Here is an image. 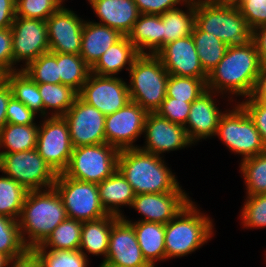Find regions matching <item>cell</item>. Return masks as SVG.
<instances>
[{
  "label": "cell",
  "mask_w": 266,
  "mask_h": 267,
  "mask_svg": "<svg viewBox=\"0 0 266 267\" xmlns=\"http://www.w3.org/2000/svg\"><path fill=\"white\" fill-rule=\"evenodd\" d=\"M67 218L62 198L54 187L28 191L18 219L24 244L29 249L40 245Z\"/></svg>",
  "instance_id": "cell-3"
},
{
  "label": "cell",
  "mask_w": 266,
  "mask_h": 267,
  "mask_svg": "<svg viewBox=\"0 0 266 267\" xmlns=\"http://www.w3.org/2000/svg\"><path fill=\"white\" fill-rule=\"evenodd\" d=\"M195 24L213 34L228 47H244L253 42V29L238 7L212 2L195 3Z\"/></svg>",
  "instance_id": "cell-5"
},
{
  "label": "cell",
  "mask_w": 266,
  "mask_h": 267,
  "mask_svg": "<svg viewBox=\"0 0 266 267\" xmlns=\"http://www.w3.org/2000/svg\"><path fill=\"white\" fill-rule=\"evenodd\" d=\"M11 31L13 72L22 70L40 55L50 52L47 25L44 20L16 16ZM21 61L24 63L23 67L16 68L15 65Z\"/></svg>",
  "instance_id": "cell-12"
},
{
  "label": "cell",
  "mask_w": 266,
  "mask_h": 267,
  "mask_svg": "<svg viewBox=\"0 0 266 267\" xmlns=\"http://www.w3.org/2000/svg\"><path fill=\"white\" fill-rule=\"evenodd\" d=\"M207 78L169 75L166 97L192 103L207 90Z\"/></svg>",
  "instance_id": "cell-38"
},
{
  "label": "cell",
  "mask_w": 266,
  "mask_h": 267,
  "mask_svg": "<svg viewBox=\"0 0 266 267\" xmlns=\"http://www.w3.org/2000/svg\"><path fill=\"white\" fill-rule=\"evenodd\" d=\"M10 257L0 253V267H7Z\"/></svg>",
  "instance_id": "cell-56"
},
{
  "label": "cell",
  "mask_w": 266,
  "mask_h": 267,
  "mask_svg": "<svg viewBox=\"0 0 266 267\" xmlns=\"http://www.w3.org/2000/svg\"><path fill=\"white\" fill-rule=\"evenodd\" d=\"M186 11L179 7L161 14L162 47L169 42L188 37L195 25V4L185 2Z\"/></svg>",
  "instance_id": "cell-29"
},
{
  "label": "cell",
  "mask_w": 266,
  "mask_h": 267,
  "mask_svg": "<svg viewBox=\"0 0 266 267\" xmlns=\"http://www.w3.org/2000/svg\"><path fill=\"white\" fill-rule=\"evenodd\" d=\"M5 81V73L0 70V84L3 83Z\"/></svg>",
  "instance_id": "cell-59"
},
{
  "label": "cell",
  "mask_w": 266,
  "mask_h": 267,
  "mask_svg": "<svg viewBox=\"0 0 266 267\" xmlns=\"http://www.w3.org/2000/svg\"><path fill=\"white\" fill-rule=\"evenodd\" d=\"M54 188L61 196L70 219L94 221L109 215L100 202L96 183L71 179L64 173H59Z\"/></svg>",
  "instance_id": "cell-10"
},
{
  "label": "cell",
  "mask_w": 266,
  "mask_h": 267,
  "mask_svg": "<svg viewBox=\"0 0 266 267\" xmlns=\"http://www.w3.org/2000/svg\"><path fill=\"white\" fill-rule=\"evenodd\" d=\"M28 249L23 242L18 220L0 215V253L15 258Z\"/></svg>",
  "instance_id": "cell-41"
},
{
  "label": "cell",
  "mask_w": 266,
  "mask_h": 267,
  "mask_svg": "<svg viewBox=\"0 0 266 267\" xmlns=\"http://www.w3.org/2000/svg\"><path fill=\"white\" fill-rule=\"evenodd\" d=\"M191 35L201 66L209 74L225 56L228 46L213 34L202 31L196 24Z\"/></svg>",
  "instance_id": "cell-33"
},
{
  "label": "cell",
  "mask_w": 266,
  "mask_h": 267,
  "mask_svg": "<svg viewBox=\"0 0 266 267\" xmlns=\"http://www.w3.org/2000/svg\"><path fill=\"white\" fill-rule=\"evenodd\" d=\"M128 73L130 100L139 104L148 113L156 112L166 98L169 78L160 58L156 54H139Z\"/></svg>",
  "instance_id": "cell-6"
},
{
  "label": "cell",
  "mask_w": 266,
  "mask_h": 267,
  "mask_svg": "<svg viewBox=\"0 0 266 267\" xmlns=\"http://www.w3.org/2000/svg\"><path fill=\"white\" fill-rule=\"evenodd\" d=\"M100 24L127 36L140 16L134 0H88Z\"/></svg>",
  "instance_id": "cell-22"
},
{
  "label": "cell",
  "mask_w": 266,
  "mask_h": 267,
  "mask_svg": "<svg viewBox=\"0 0 266 267\" xmlns=\"http://www.w3.org/2000/svg\"><path fill=\"white\" fill-rule=\"evenodd\" d=\"M78 96L105 116L115 113L130 100L128 84L117 76L90 73Z\"/></svg>",
  "instance_id": "cell-13"
},
{
  "label": "cell",
  "mask_w": 266,
  "mask_h": 267,
  "mask_svg": "<svg viewBox=\"0 0 266 267\" xmlns=\"http://www.w3.org/2000/svg\"><path fill=\"white\" fill-rule=\"evenodd\" d=\"M260 69V57L254 42L244 47H228L225 56L209 72L206 87L222 97L229 95L228 101L232 99L231 102L234 95L247 98L253 91Z\"/></svg>",
  "instance_id": "cell-1"
},
{
  "label": "cell",
  "mask_w": 266,
  "mask_h": 267,
  "mask_svg": "<svg viewBox=\"0 0 266 267\" xmlns=\"http://www.w3.org/2000/svg\"><path fill=\"white\" fill-rule=\"evenodd\" d=\"M144 138L145 145L139 148L162 157L165 152L181 150L193 144L184 126L172 123L156 112H150L146 117Z\"/></svg>",
  "instance_id": "cell-16"
},
{
  "label": "cell",
  "mask_w": 266,
  "mask_h": 267,
  "mask_svg": "<svg viewBox=\"0 0 266 267\" xmlns=\"http://www.w3.org/2000/svg\"><path fill=\"white\" fill-rule=\"evenodd\" d=\"M59 1V3L63 6V2L65 1V0H58ZM88 1V0H87Z\"/></svg>",
  "instance_id": "cell-60"
},
{
  "label": "cell",
  "mask_w": 266,
  "mask_h": 267,
  "mask_svg": "<svg viewBox=\"0 0 266 267\" xmlns=\"http://www.w3.org/2000/svg\"><path fill=\"white\" fill-rule=\"evenodd\" d=\"M16 0H0V29L11 27L16 17Z\"/></svg>",
  "instance_id": "cell-50"
},
{
  "label": "cell",
  "mask_w": 266,
  "mask_h": 267,
  "mask_svg": "<svg viewBox=\"0 0 266 267\" xmlns=\"http://www.w3.org/2000/svg\"><path fill=\"white\" fill-rule=\"evenodd\" d=\"M7 123L18 125L37 124L35 122L36 114H34L22 102L16 100L13 96L10 98L6 108Z\"/></svg>",
  "instance_id": "cell-47"
},
{
  "label": "cell",
  "mask_w": 266,
  "mask_h": 267,
  "mask_svg": "<svg viewBox=\"0 0 266 267\" xmlns=\"http://www.w3.org/2000/svg\"><path fill=\"white\" fill-rule=\"evenodd\" d=\"M99 267H127V266L117 265V264H114V263H110V262L102 261V262L100 263Z\"/></svg>",
  "instance_id": "cell-57"
},
{
  "label": "cell",
  "mask_w": 266,
  "mask_h": 267,
  "mask_svg": "<svg viewBox=\"0 0 266 267\" xmlns=\"http://www.w3.org/2000/svg\"><path fill=\"white\" fill-rule=\"evenodd\" d=\"M249 117L253 120L266 146V103L252 99L248 96L244 101L238 102Z\"/></svg>",
  "instance_id": "cell-46"
},
{
  "label": "cell",
  "mask_w": 266,
  "mask_h": 267,
  "mask_svg": "<svg viewBox=\"0 0 266 267\" xmlns=\"http://www.w3.org/2000/svg\"><path fill=\"white\" fill-rule=\"evenodd\" d=\"M181 188L168 193L136 194L131 208L144 216L138 221L167 224L192 200Z\"/></svg>",
  "instance_id": "cell-18"
},
{
  "label": "cell",
  "mask_w": 266,
  "mask_h": 267,
  "mask_svg": "<svg viewBox=\"0 0 266 267\" xmlns=\"http://www.w3.org/2000/svg\"><path fill=\"white\" fill-rule=\"evenodd\" d=\"M0 172L28 191L54 187L58 175L39 155L37 149L0 153Z\"/></svg>",
  "instance_id": "cell-9"
},
{
  "label": "cell",
  "mask_w": 266,
  "mask_h": 267,
  "mask_svg": "<svg viewBox=\"0 0 266 267\" xmlns=\"http://www.w3.org/2000/svg\"><path fill=\"white\" fill-rule=\"evenodd\" d=\"M120 217L107 215L94 221H84L82 225L79 250L88 257L89 254L102 256L105 261L109 245V236L113 224ZM88 254V255H87Z\"/></svg>",
  "instance_id": "cell-28"
},
{
  "label": "cell",
  "mask_w": 266,
  "mask_h": 267,
  "mask_svg": "<svg viewBox=\"0 0 266 267\" xmlns=\"http://www.w3.org/2000/svg\"><path fill=\"white\" fill-rule=\"evenodd\" d=\"M213 1L220 5L237 7L241 3L242 0H213Z\"/></svg>",
  "instance_id": "cell-55"
},
{
  "label": "cell",
  "mask_w": 266,
  "mask_h": 267,
  "mask_svg": "<svg viewBox=\"0 0 266 267\" xmlns=\"http://www.w3.org/2000/svg\"><path fill=\"white\" fill-rule=\"evenodd\" d=\"M219 95L207 89L191 103L189 116L184 127L193 144L216 135L220 118L225 113L217 107L215 97Z\"/></svg>",
  "instance_id": "cell-20"
},
{
  "label": "cell",
  "mask_w": 266,
  "mask_h": 267,
  "mask_svg": "<svg viewBox=\"0 0 266 267\" xmlns=\"http://www.w3.org/2000/svg\"><path fill=\"white\" fill-rule=\"evenodd\" d=\"M164 161L140 148L123 149L118 156V170L135 194L175 192L182 186Z\"/></svg>",
  "instance_id": "cell-2"
},
{
  "label": "cell",
  "mask_w": 266,
  "mask_h": 267,
  "mask_svg": "<svg viewBox=\"0 0 266 267\" xmlns=\"http://www.w3.org/2000/svg\"><path fill=\"white\" fill-rule=\"evenodd\" d=\"M141 14L161 15L168 10L177 8V5H183L184 0H134Z\"/></svg>",
  "instance_id": "cell-49"
},
{
  "label": "cell",
  "mask_w": 266,
  "mask_h": 267,
  "mask_svg": "<svg viewBox=\"0 0 266 267\" xmlns=\"http://www.w3.org/2000/svg\"><path fill=\"white\" fill-rule=\"evenodd\" d=\"M37 84L61 83L58 71L57 52H47L31 61L22 69Z\"/></svg>",
  "instance_id": "cell-40"
},
{
  "label": "cell",
  "mask_w": 266,
  "mask_h": 267,
  "mask_svg": "<svg viewBox=\"0 0 266 267\" xmlns=\"http://www.w3.org/2000/svg\"><path fill=\"white\" fill-rule=\"evenodd\" d=\"M237 7L253 30L266 25V0H242Z\"/></svg>",
  "instance_id": "cell-45"
},
{
  "label": "cell",
  "mask_w": 266,
  "mask_h": 267,
  "mask_svg": "<svg viewBox=\"0 0 266 267\" xmlns=\"http://www.w3.org/2000/svg\"><path fill=\"white\" fill-rule=\"evenodd\" d=\"M185 2L189 3H202V2H212L213 0H184Z\"/></svg>",
  "instance_id": "cell-58"
},
{
  "label": "cell",
  "mask_w": 266,
  "mask_h": 267,
  "mask_svg": "<svg viewBox=\"0 0 266 267\" xmlns=\"http://www.w3.org/2000/svg\"><path fill=\"white\" fill-rule=\"evenodd\" d=\"M39 125L36 149L57 174L63 173L73 152L67 122L62 116H49Z\"/></svg>",
  "instance_id": "cell-11"
},
{
  "label": "cell",
  "mask_w": 266,
  "mask_h": 267,
  "mask_svg": "<svg viewBox=\"0 0 266 267\" xmlns=\"http://www.w3.org/2000/svg\"><path fill=\"white\" fill-rule=\"evenodd\" d=\"M240 211L241 224L245 228H266V194L246 195Z\"/></svg>",
  "instance_id": "cell-42"
},
{
  "label": "cell",
  "mask_w": 266,
  "mask_h": 267,
  "mask_svg": "<svg viewBox=\"0 0 266 267\" xmlns=\"http://www.w3.org/2000/svg\"><path fill=\"white\" fill-rule=\"evenodd\" d=\"M40 260L41 267H88L89 261L79 249L49 250L40 245L32 248Z\"/></svg>",
  "instance_id": "cell-39"
},
{
  "label": "cell",
  "mask_w": 266,
  "mask_h": 267,
  "mask_svg": "<svg viewBox=\"0 0 266 267\" xmlns=\"http://www.w3.org/2000/svg\"><path fill=\"white\" fill-rule=\"evenodd\" d=\"M138 55V51L128 37L122 36L101 55L91 67V72L100 76L118 75L124 68L129 71Z\"/></svg>",
  "instance_id": "cell-26"
},
{
  "label": "cell",
  "mask_w": 266,
  "mask_h": 267,
  "mask_svg": "<svg viewBox=\"0 0 266 267\" xmlns=\"http://www.w3.org/2000/svg\"><path fill=\"white\" fill-rule=\"evenodd\" d=\"M28 190L8 176H0V215L18 220Z\"/></svg>",
  "instance_id": "cell-36"
},
{
  "label": "cell",
  "mask_w": 266,
  "mask_h": 267,
  "mask_svg": "<svg viewBox=\"0 0 266 267\" xmlns=\"http://www.w3.org/2000/svg\"><path fill=\"white\" fill-rule=\"evenodd\" d=\"M250 97L266 103V66H261Z\"/></svg>",
  "instance_id": "cell-54"
},
{
  "label": "cell",
  "mask_w": 266,
  "mask_h": 267,
  "mask_svg": "<svg viewBox=\"0 0 266 267\" xmlns=\"http://www.w3.org/2000/svg\"><path fill=\"white\" fill-rule=\"evenodd\" d=\"M62 117L67 122L73 148L106 143V116L79 96Z\"/></svg>",
  "instance_id": "cell-14"
},
{
  "label": "cell",
  "mask_w": 266,
  "mask_h": 267,
  "mask_svg": "<svg viewBox=\"0 0 266 267\" xmlns=\"http://www.w3.org/2000/svg\"><path fill=\"white\" fill-rule=\"evenodd\" d=\"M239 166L244 177L247 196L266 194V151L241 160Z\"/></svg>",
  "instance_id": "cell-37"
},
{
  "label": "cell",
  "mask_w": 266,
  "mask_h": 267,
  "mask_svg": "<svg viewBox=\"0 0 266 267\" xmlns=\"http://www.w3.org/2000/svg\"><path fill=\"white\" fill-rule=\"evenodd\" d=\"M39 125L6 123L0 130V153H15L36 149ZM4 148L6 150H4Z\"/></svg>",
  "instance_id": "cell-30"
},
{
  "label": "cell",
  "mask_w": 266,
  "mask_h": 267,
  "mask_svg": "<svg viewBox=\"0 0 266 267\" xmlns=\"http://www.w3.org/2000/svg\"><path fill=\"white\" fill-rule=\"evenodd\" d=\"M50 52L80 55L85 20L62 6L46 21Z\"/></svg>",
  "instance_id": "cell-17"
},
{
  "label": "cell",
  "mask_w": 266,
  "mask_h": 267,
  "mask_svg": "<svg viewBox=\"0 0 266 267\" xmlns=\"http://www.w3.org/2000/svg\"><path fill=\"white\" fill-rule=\"evenodd\" d=\"M11 97V87L5 80L0 84V130L7 123L6 108Z\"/></svg>",
  "instance_id": "cell-53"
},
{
  "label": "cell",
  "mask_w": 266,
  "mask_h": 267,
  "mask_svg": "<svg viewBox=\"0 0 266 267\" xmlns=\"http://www.w3.org/2000/svg\"><path fill=\"white\" fill-rule=\"evenodd\" d=\"M212 222L191 200L165 224L166 259L184 257L211 240L214 235Z\"/></svg>",
  "instance_id": "cell-4"
},
{
  "label": "cell",
  "mask_w": 266,
  "mask_h": 267,
  "mask_svg": "<svg viewBox=\"0 0 266 267\" xmlns=\"http://www.w3.org/2000/svg\"><path fill=\"white\" fill-rule=\"evenodd\" d=\"M57 64L61 84L70 86L79 93L91 73V68L78 54L57 53Z\"/></svg>",
  "instance_id": "cell-35"
},
{
  "label": "cell",
  "mask_w": 266,
  "mask_h": 267,
  "mask_svg": "<svg viewBox=\"0 0 266 267\" xmlns=\"http://www.w3.org/2000/svg\"><path fill=\"white\" fill-rule=\"evenodd\" d=\"M122 218L133 226L142 255L151 267H157L155 266L157 261L166 260L164 224L145 221L134 222L127 219L126 216Z\"/></svg>",
  "instance_id": "cell-24"
},
{
  "label": "cell",
  "mask_w": 266,
  "mask_h": 267,
  "mask_svg": "<svg viewBox=\"0 0 266 267\" xmlns=\"http://www.w3.org/2000/svg\"><path fill=\"white\" fill-rule=\"evenodd\" d=\"M120 150L103 143L73 148L67 169V177L84 182L101 183L118 169Z\"/></svg>",
  "instance_id": "cell-8"
},
{
  "label": "cell",
  "mask_w": 266,
  "mask_h": 267,
  "mask_svg": "<svg viewBox=\"0 0 266 267\" xmlns=\"http://www.w3.org/2000/svg\"><path fill=\"white\" fill-rule=\"evenodd\" d=\"M7 267H41V264L36 253L28 249L21 256L11 258Z\"/></svg>",
  "instance_id": "cell-51"
},
{
  "label": "cell",
  "mask_w": 266,
  "mask_h": 267,
  "mask_svg": "<svg viewBox=\"0 0 266 267\" xmlns=\"http://www.w3.org/2000/svg\"><path fill=\"white\" fill-rule=\"evenodd\" d=\"M0 70L13 72V48L11 27L0 29Z\"/></svg>",
  "instance_id": "cell-48"
},
{
  "label": "cell",
  "mask_w": 266,
  "mask_h": 267,
  "mask_svg": "<svg viewBox=\"0 0 266 267\" xmlns=\"http://www.w3.org/2000/svg\"><path fill=\"white\" fill-rule=\"evenodd\" d=\"M148 112L139 104L129 101L124 107L105 118L106 143L118 150L139 148L134 145L144 133Z\"/></svg>",
  "instance_id": "cell-15"
},
{
  "label": "cell",
  "mask_w": 266,
  "mask_h": 267,
  "mask_svg": "<svg viewBox=\"0 0 266 267\" xmlns=\"http://www.w3.org/2000/svg\"><path fill=\"white\" fill-rule=\"evenodd\" d=\"M105 261L127 267H151L142 255L133 226L122 217L112 226Z\"/></svg>",
  "instance_id": "cell-21"
},
{
  "label": "cell",
  "mask_w": 266,
  "mask_h": 267,
  "mask_svg": "<svg viewBox=\"0 0 266 267\" xmlns=\"http://www.w3.org/2000/svg\"><path fill=\"white\" fill-rule=\"evenodd\" d=\"M191 108L190 102L180 101L175 98L166 97L156 111L160 116L168 119L172 123L182 126L186 125Z\"/></svg>",
  "instance_id": "cell-44"
},
{
  "label": "cell",
  "mask_w": 266,
  "mask_h": 267,
  "mask_svg": "<svg viewBox=\"0 0 266 267\" xmlns=\"http://www.w3.org/2000/svg\"><path fill=\"white\" fill-rule=\"evenodd\" d=\"M16 16L46 21L62 5L58 0H16Z\"/></svg>",
  "instance_id": "cell-43"
},
{
  "label": "cell",
  "mask_w": 266,
  "mask_h": 267,
  "mask_svg": "<svg viewBox=\"0 0 266 267\" xmlns=\"http://www.w3.org/2000/svg\"><path fill=\"white\" fill-rule=\"evenodd\" d=\"M38 90L43 101L44 117H49L50 115L52 117L63 116L78 97V92L76 90L61 83L38 84Z\"/></svg>",
  "instance_id": "cell-32"
},
{
  "label": "cell",
  "mask_w": 266,
  "mask_h": 267,
  "mask_svg": "<svg viewBox=\"0 0 266 267\" xmlns=\"http://www.w3.org/2000/svg\"><path fill=\"white\" fill-rule=\"evenodd\" d=\"M83 222L67 218L62 221L40 244L50 250H76L81 243Z\"/></svg>",
  "instance_id": "cell-34"
},
{
  "label": "cell",
  "mask_w": 266,
  "mask_h": 267,
  "mask_svg": "<svg viewBox=\"0 0 266 267\" xmlns=\"http://www.w3.org/2000/svg\"><path fill=\"white\" fill-rule=\"evenodd\" d=\"M100 202L108 214L123 217L119 207L129 206L135 198V192L126 178L117 169L110 177L98 183Z\"/></svg>",
  "instance_id": "cell-25"
},
{
  "label": "cell",
  "mask_w": 266,
  "mask_h": 267,
  "mask_svg": "<svg viewBox=\"0 0 266 267\" xmlns=\"http://www.w3.org/2000/svg\"><path fill=\"white\" fill-rule=\"evenodd\" d=\"M123 35L106 25L86 21L82 29L80 56L91 68L105 51Z\"/></svg>",
  "instance_id": "cell-23"
},
{
  "label": "cell",
  "mask_w": 266,
  "mask_h": 267,
  "mask_svg": "<svg viewBox=\"0 0 266 267\" xmlns=\"http://www.w3.org/2000/svg\"><path fill=\"white\" fill-rule=\"evenodd\" d=\"M5 80L11 87L12 96L27 106L34 114L44 118V106L38 84L24 71L19 70L5 74Z\"/></svg>",
  "instance_id": "cell-31"
},
{
  "label": "cell",
  "mask_w": 266,
  "mask_h": 267,
  "mask_svg": "<svg viewBox=\"0 0 266 267\" xmlns=\"http://www.w3.org/2000/svg\"><path fill=\"white\" fill-rule=\"evenodd\" d=\"M215 136H218L231 152L241 155V160L266 151L253 120L238 102L232 110H225Z\"/></svg>",
  "instance_id": "cell-7"
},
{
  "label": "cell",
  "mask_w": 266,
  "mask_h": 267,
  "mask_svg": "<svg viewBox=\"0 0 266 267\" xmlns=\"http://www.w3.org/2000/svg\"><path fill=\"white\" fill-rule=\"evenodd\" d=\"M127 37L139 54H156L162 48L161 15L140 14Z\"/></svg>",
  "instance_id": "cell-27"
},
{
  "label": "cell",
  "mask_w": 266,
  "mask_h": 267,
  "mask_svg": "<svg viewBox=\"0 0 266 267\" xmlns=\"http://www.w3.org/2000/svg\"><path fill=\"white\" fill-rule=\"evenodd\" d=\"M156 55L169 75L208 77L201 66L192 35L167 43Z\"/></svg>",
  "instance_id": "cell-19"
},
{
  "label": "cell",
  "mask_w": 266,
  "mask_h": 267,
  "mask_svg": "<svg viewBox=\"0 0 266 267\" xmlns=\"http://www.w3.org/2000/svg\"><path fill=\"white\" fill-rule=\"evenodd\" d=\"M253 42L259 54L261 66H266V25L253 30Z\"/></svg>",
  "instance_id": "cell-52"
}]
</instances>
